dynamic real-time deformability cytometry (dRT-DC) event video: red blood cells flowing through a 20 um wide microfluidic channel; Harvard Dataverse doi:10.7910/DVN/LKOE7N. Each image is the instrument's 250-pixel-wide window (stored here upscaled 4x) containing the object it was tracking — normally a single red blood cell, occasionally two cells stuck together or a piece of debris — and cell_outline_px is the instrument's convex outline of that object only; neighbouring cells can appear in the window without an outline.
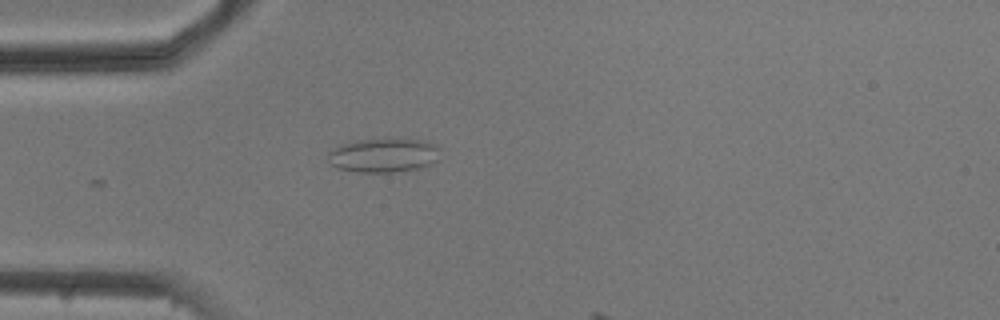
{"species": "common noctule bat (a hibernating species)", "species_latin": "Nyctalus noctula", "temperature_condition": "cold", "stored_images_in_passage": 2, "camera_frame_rate_fps": 3000, "um_per_image_px": 0.085, "animal": {"sex": "male", "body_mass_g": 20.5, "forearm_length_mm": 52.5}, "frame": {"image": 1, "passage_image": 2, "time_ms": 1.333, "image_size_px": [1000, 320], "cell_outline_px": [[440, 148], [436, 160], [432, 164], [416, 168], [392, 172], [356, 172], [340, 168], [332, 164], [328, 160], [328, 152], [332, 148], [356, 140], [388, 136], [404, 136], [424, 140], [436, 144]], "centroid_in_image_um": [32.64, 13.13], "position_along_channel_um": 52.4, "area_um2": 23.06}}